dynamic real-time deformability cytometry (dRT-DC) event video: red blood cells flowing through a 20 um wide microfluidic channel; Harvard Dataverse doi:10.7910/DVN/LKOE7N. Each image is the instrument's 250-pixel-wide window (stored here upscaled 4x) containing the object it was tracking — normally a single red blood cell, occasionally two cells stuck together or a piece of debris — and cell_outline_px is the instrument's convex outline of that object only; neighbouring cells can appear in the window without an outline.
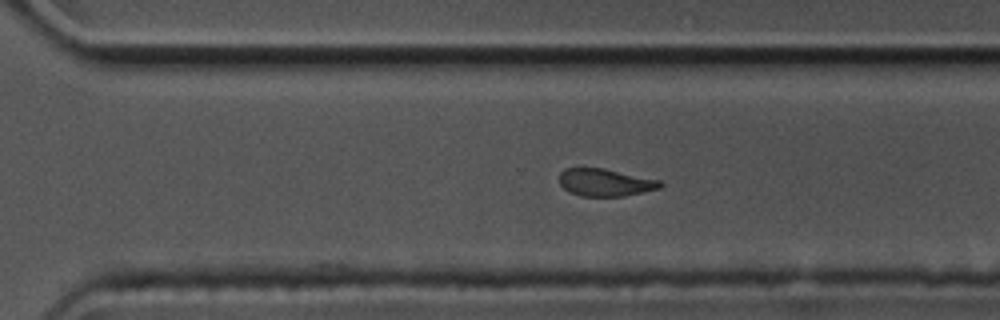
{"species": "common noctule bat (a hibernating species)", "species_latin": "Nyctalus noctula", "temperature_condition": "cold", "stored_images_in_passage": 45, "camera_frame_rate_fps": 3000, "um_per_image_px": 0.085, "animal": {"sex": "male", "body_mass_g": 17.5, "forearm_length_mm": 52.3}, "frame": {"image": 1, "passage_image": 26, "time_ms": 8.333, "image_size_px": [1000, 320], "cell_outline_px": [[664, 184], [660, 188], [644, 192], [624, 196], [580, 196], [568, 192], [560, 184], [560, 172], [564, 168], [604, 168], [660, 180]], "centroid_in_image_um": [51.45, 15.51], "position_along_channel_um": 319.2, "area_um2": 16.24}, "authors_computed_cell_mechanics": {"area_um2": 18.496, "velocity_mm_per_s": 3.5635, "shape_relaxation_time_tau1_ms": 5.9259, "shape_relaxation_time_tau2_ms": 2.7809, "deformation_change_tau1": 0.1427, "deformation_change_tau2": 0.0885}}